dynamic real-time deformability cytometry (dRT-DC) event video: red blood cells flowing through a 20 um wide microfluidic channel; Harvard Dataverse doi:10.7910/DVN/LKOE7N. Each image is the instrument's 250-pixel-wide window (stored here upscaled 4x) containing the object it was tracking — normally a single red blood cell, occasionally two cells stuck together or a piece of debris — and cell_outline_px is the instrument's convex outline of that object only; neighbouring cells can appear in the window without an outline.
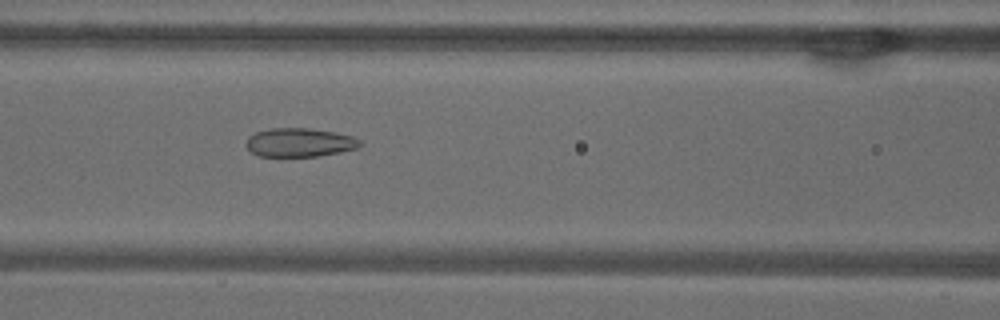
{"species": "common noctule bat (a hibernating species)", "species_latin": "Nyctalus noctula", "temperature_condition": "warm", "stored_images_in_passage": 52, "camera_frame_rate_fps": 3000, "um_per_image_px": 0.085, "animal": {"sex": "male", "body_mass_g": 18.8}, "frame": {"image": 1, "passage_image": 22, "time_ms": 7.0, "image_size_px": [1000, 320], "cell_outline_px": [[364, 144], [356, 148], [340, 152], [320, 156], [260, 156], [252, 152], [244, 144], [248, 136], [256, 132], [272, 128], [308, 128], [336, 132], [352, 136], [360, 140]], "centroid_in_image_um": [25.47, 12.1], "position_along_channel_um": 141.1, "area_um2": 19.13}}
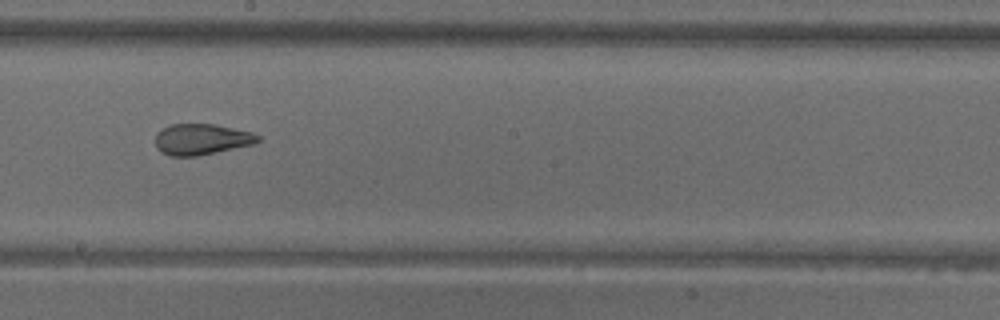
{"frame": {"image": 2, "passage_image": 29, "time_ms": 9.333, "image_size_px": [1000, 320], "cell_outline_px": [[260, 140], [252, 144], [216, 152], [196, 156], [168, 156], [160, 152], [156, 148], [156, 132], [172, 124], [216, 124], [252, 132], [260, 136]], "centroid_in_image_um": [17.1, 11.84], "position_along_channel_um": 231.1, "area_um2": 18.5}}
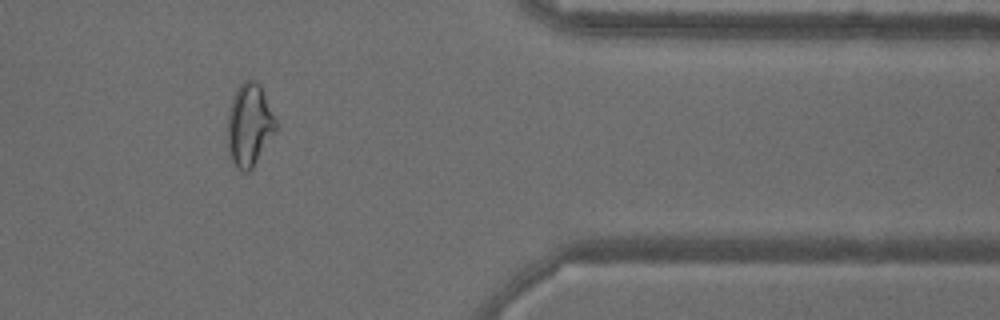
{"frame": {"image": 3, "passage_image": 43, "time_ms": 14.0, "image_size_px": [1000, 320], "cell_outline_px": [[276, 128], [252, 168], [248, 172], [244, 172], [232, 160], [228, 152], [228, 108], [236, 88], [244, 80], [252, 80], [260, 84], [276, 120]], "centroid_in_image_um": [21.17, 10.57], "position_along_channel_um": 390.2, "area_um2": 22.77}, "authors_computed_cell_mechanics": {"area_um2": 22.8599, "velocity_mm_per_s": 3.859, "shape_relaxation_time_tau1_ms": null, "shape_relaxation_time_tau2_ms": 1.5601, "deformation_change_tau1": null, "deformation_change_tau2": 0.0913}}